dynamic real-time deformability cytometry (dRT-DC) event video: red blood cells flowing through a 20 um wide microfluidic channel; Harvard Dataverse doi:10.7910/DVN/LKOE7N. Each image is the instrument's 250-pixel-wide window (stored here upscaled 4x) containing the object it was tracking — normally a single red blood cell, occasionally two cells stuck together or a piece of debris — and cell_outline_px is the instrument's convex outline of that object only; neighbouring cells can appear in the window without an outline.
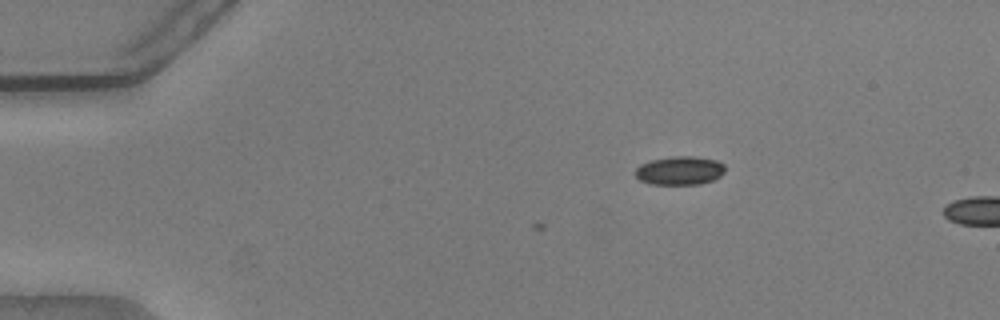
{"species": "common noctule bat (a hibernating species)", "species_latin": "Nyctalus noctula", "temperature_condition": "warm", "stored_images_in_passage": 3, "camera_frame_rate_fps": 3000, "um_per_image_px": 0.085, "animal": {"sex": "male", "body_mass_g": 20.5, "forearm_length_mm": 52.5}, "frame": {"image": 1, "passage_image": 3, "time_ms": 0.667, "image_size_px": [1000, 320], "cell_outline_px": [[724, 172], [720, 176], [712, 180], [700, 184], [652, 184], [640, 180], [636, 176], [636, 168], [640, 164], [652, 160], [672, 156], [692, 156], [716, 160], [724, 164]], "centroid_in_image_um": [57.78, 14.49], "position_along_channel_um": 27.2, "area_um2": 14.85}}